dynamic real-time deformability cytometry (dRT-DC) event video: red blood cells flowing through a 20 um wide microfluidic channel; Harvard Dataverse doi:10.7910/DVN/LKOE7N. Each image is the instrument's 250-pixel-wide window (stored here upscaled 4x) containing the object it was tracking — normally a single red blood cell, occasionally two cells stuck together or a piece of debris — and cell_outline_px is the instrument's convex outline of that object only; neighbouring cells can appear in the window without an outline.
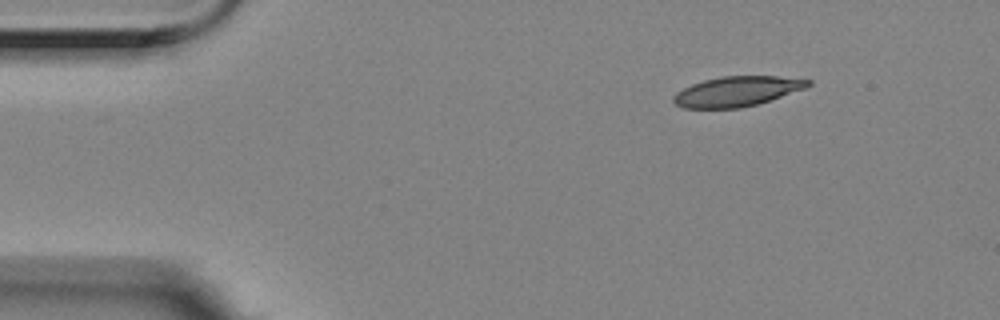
{"species": "Egyptian fruit bat (a non-hibernating species)", "species_latin": "Rousettus aegyptiacus", "temperature_condition": "room temperature", "stored_images_in_passage": 3, "camera_frame_rate_fps": 3000, "um_per_image_px": 0.085, "animal": {"sex": "female"}, "frame": {"image": 1, "passage_image": 1, "time_ms": 0.0, "image_size_px": [1000, 320], "cell_outline_px": [[812, 84], [804, 88], [756, 104], [740, 108], [684, 108], [676, 104], [672, 100], [672, 96], [676, 92], [692, 84], [704, 80], [720, 76], [776, 76], [812, 80]], "centroid_in_image_um": [62.6, 7.76], "position_along_channel_um": 22.4, "area_um2": 23.24}}